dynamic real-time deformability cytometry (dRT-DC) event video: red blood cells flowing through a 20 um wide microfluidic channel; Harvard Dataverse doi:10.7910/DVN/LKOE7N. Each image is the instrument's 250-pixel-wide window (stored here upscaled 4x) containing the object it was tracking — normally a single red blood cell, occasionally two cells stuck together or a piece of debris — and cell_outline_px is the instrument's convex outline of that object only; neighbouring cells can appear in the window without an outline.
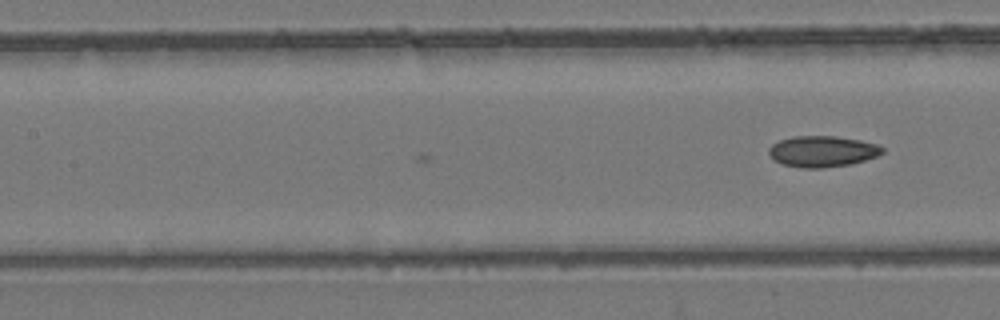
{"species": "common noctule bat (a hibernating species)", "species_latin": "Nyctalus noctula", "temperature_condition": "room temperature", "stored_images_in_passage": 21, "camera_frame_rate_fps": 3000, "um_per_image_px": 0.085, "animal": {"sex": "female", "body_mass_g": 24.6, "forearm_length_mm": 56.2}, "frame": {"image": 1, "passage_image": 21, "time_ms": 6.667, "image_size_px": [1000, 320], "cell_outline_px": [[884, 152], [876, 156], [852, 164], [824, 168], [800, 168], [780, 164], [768, 152], [768, 148], [772, 144], [780, 140], [792, 136], [836, 136], [860, 140], [876, 144], [884, 148]], "centroid_in_image_um": [69.89, 12.87], "position_along_channel_um": 137.5, "area_um2": 20.63}}